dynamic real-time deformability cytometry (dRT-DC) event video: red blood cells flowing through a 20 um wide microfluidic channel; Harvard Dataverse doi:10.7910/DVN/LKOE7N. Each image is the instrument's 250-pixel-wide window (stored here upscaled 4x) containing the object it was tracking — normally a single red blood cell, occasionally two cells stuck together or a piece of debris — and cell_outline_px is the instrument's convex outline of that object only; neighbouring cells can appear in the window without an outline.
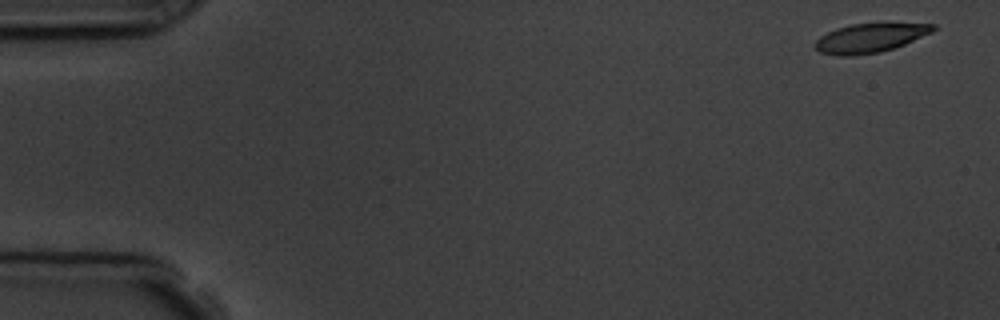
{"species": "common noctule bat (a hibernating species)", "species_latin": "Nyctalus noctula", "temperature_condition": "room temperature", "stored_images_in_passage": 5, "camera_frame_rate_fps": 3000, "um_per_image_px": 0.085, "animal": {"sex": "male", "body_mass_g": 19.5, "forearm_length_mm": 54.6}, "frame": {"image": 1, "passage_image": 1, "time_ms": 0.0, "image_size_px": [1000, 320], "cell_outline_px": [[936, 28], [932, 32], [904, 44], [880, 52], [852, 56], [836, 56], [820, 52], [812, 44], [820, 36], [836, 28], [852, 24], [936, 24]], "centroid_in_image_um": [73.89, 3.24], "position_along_channel_um": 11.1, "area_um2": 19.71}}
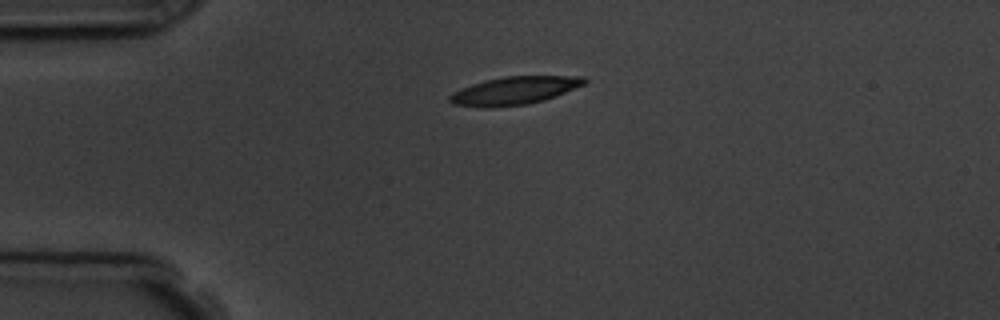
{"frame": {"image": 2, "passage_image": 4, "time_ms": 3.667, "image_size_px": [1000, 320], "cell_outline_px": [[588, 80], [584, 84], [556, 96], [544, 100], [528, 104], [484, 108], [452, 104], [448, 100], [448, 96], [452, 92], [460, 88], [484, 80], [504, 76], [584, 76]], "centroid_in_image_um": [43.68, 7.7], "position_along_channel_um": 41.3, "area_um2": 22.08}}